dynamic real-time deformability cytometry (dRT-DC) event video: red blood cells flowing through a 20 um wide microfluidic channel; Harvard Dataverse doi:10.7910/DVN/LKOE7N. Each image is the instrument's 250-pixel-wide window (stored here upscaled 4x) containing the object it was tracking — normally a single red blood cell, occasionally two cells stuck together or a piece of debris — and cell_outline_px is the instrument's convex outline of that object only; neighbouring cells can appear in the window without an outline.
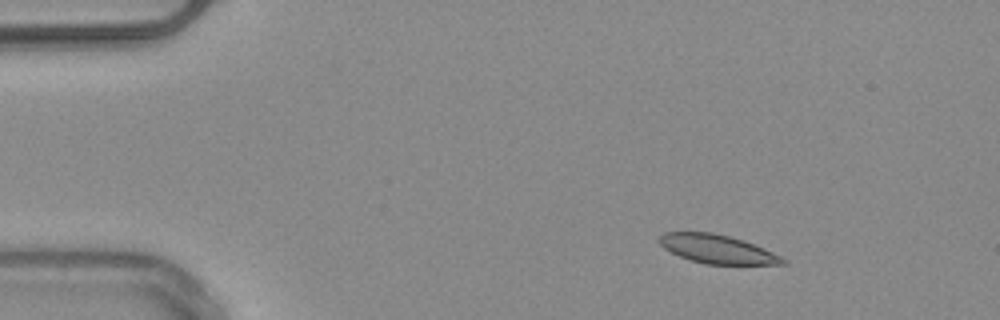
{"species": "common noctule bat (a hibernating species)", "species_latin": "Nyctalus noctula", "temperature_condition": "warm", "stored_images_in_passage": 4, "segment_of_instrument_passage": [1, 2], "camera_frame_rate_fps": 3000, "um_per_image_px": 0.085, "animal": {"sex": "male", "body_mass_g": 20.4}, "frame": {"image": 1, "passage_image": 1, "time_ms": 0.0, "image_size_px": [1000, 320], "cell_outline_px": [[788, 264], [704, 264], [680, 256], [664, 248], [660, 244], [660, 236], [664, 232], [712, 232], [744, 240], [764, 248], [788, 260]], "centroid_in_image_um": [61.0, 21.17], "position_along_channel_um": 24.0, "area_um2": 20.46}}